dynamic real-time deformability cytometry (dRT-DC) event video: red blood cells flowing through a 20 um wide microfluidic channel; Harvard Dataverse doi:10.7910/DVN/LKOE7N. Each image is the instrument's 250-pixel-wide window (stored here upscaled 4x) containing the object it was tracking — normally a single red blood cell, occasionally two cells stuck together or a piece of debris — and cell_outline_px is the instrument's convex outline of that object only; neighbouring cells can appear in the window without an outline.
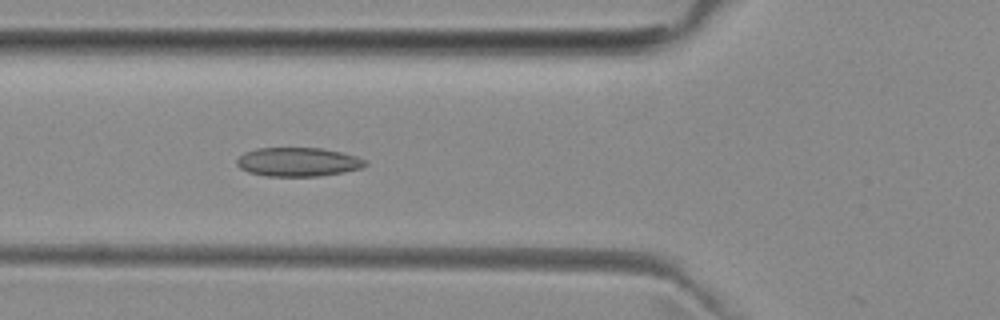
{"species": "common noctule bat (a hibernating species)", "species_latin": "Nyctalus noctula", "temperature_condition": "room temperature", "stored_images_in_passage": 7, "camera_frame_rate_fps": 3000, "um_per_image_px": 0.085, "animal": {"sex": "female", "body_mass_g": 29.2, "forearm_length_mm": 56.3}, "frame": {"image": 1, "passage_image": 5, "time_ms": 4.667, "image_size_px": [1000, 320], "cell_outline_px": [[368, 164], [364, 168], [344, 172], [320, 176], [264, 176], [248, 172], [240, 168], [236, 164], [236, 160], [244, 152], [256, 148], [324, 148], [356, 156], [368, 160]], "centroid_in_image_um": [25.36, 13.77], "position_along_channel_um": 100.4, "area_um2": 21.91}}
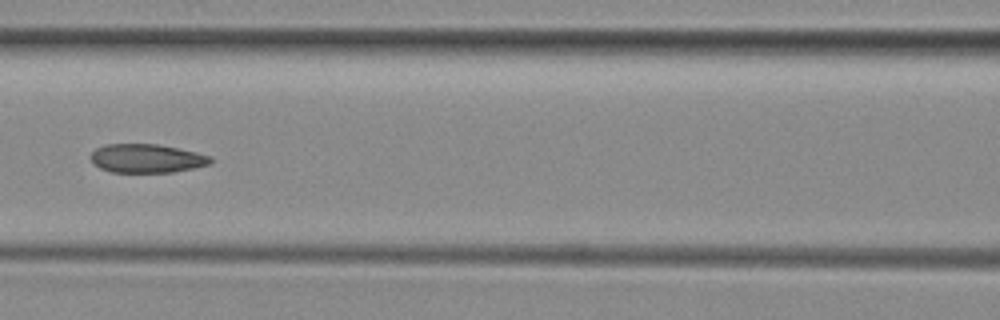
{"frame": {"image": 2, "passage_image": 6, "time_ms": 6.0, "image_size_px": [1000, 320], "cell_outline_px": [[212, 164], [172, 172], [112, 172], [100, 168], [92, 160], [92, 152], [96, 148], [104, 144], [160, 144], [196, 152], [212, 156]], "centroid_in_image_um": [12.51, 13.45], "position_along_channel_um": 154.1, "area_um2": 20.0}}
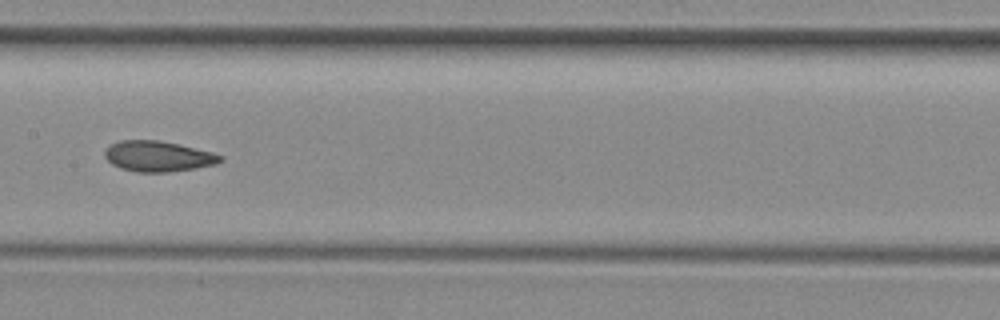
{"frame": {"image": 3, "passage_image": 7, "time_ms": 7.0, "image_size_px": [1000, 320], "cell_outline_px": [[224, 160], [216, 164], [196, 168], [168, 172], [136, 172], [120, 168], [112, 164], [104, 156], [104, 152], [112, 144], [120, 140], [156, 140], [176, 144], [212, 152], [224, 156]], "centroid_in_image_um": [13.45, 13.29], "position_along_channel_um": 194.0, "area_um2": 20.46}}